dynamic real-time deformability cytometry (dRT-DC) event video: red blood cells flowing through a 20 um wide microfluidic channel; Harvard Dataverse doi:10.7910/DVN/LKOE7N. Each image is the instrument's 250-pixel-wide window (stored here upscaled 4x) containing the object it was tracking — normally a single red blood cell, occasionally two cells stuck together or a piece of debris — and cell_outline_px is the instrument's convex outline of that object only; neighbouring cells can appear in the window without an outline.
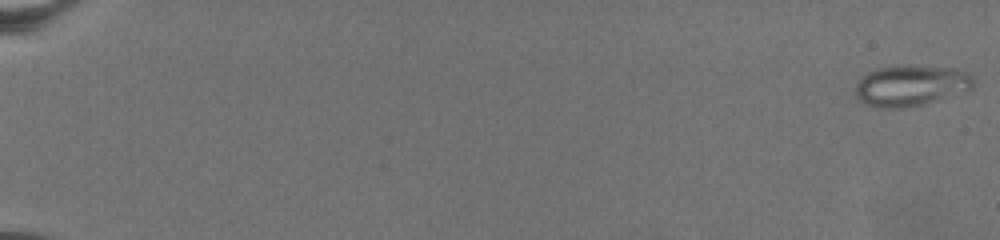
{"species": "common noctule bat (a hibernating species)", "species_latin": "Nyctalus noctula", "temperature_condition": "warm", "stored_images_in_passage": 76, "camera_frame_rate_fps": 3000, "um_per_image_px": 0.085, "animal": {"sex": "female", "body_mass_g": 19.5, "forearm_length_mm": 54.1}, "frame": {"image": 1, "passage_image": 1, "time_ms": 0.0, "image_size_px": [1000, 240], "cell_outline_px": [[972, 88], [936, 100], [904, 108], [880, 108], [868, 104], [860, 100], [856, 96], [856, 84], [868, 72], [876, 68], [900, 64], [908, 64], [952, 68], [968, 72], [972, 76]], "centroid_in_image_um": [77.39, 7.24], "position_along_channel_um": 7.6, "area_um2": 27.98}}
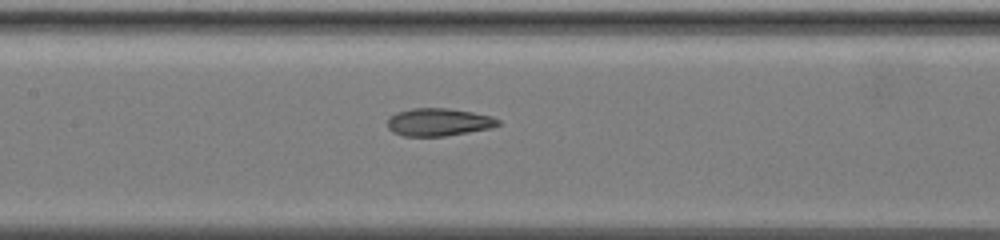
{"frame": {"image": 2, "passage_image": 41, "time_ms": 13.333, "image_size_px": [1000, 240], "cell_outline_px": [[500, 124], [492, 128], [444, 136], [404, 136], [392, 132], [388, 128], [388, 116], [396, 112], [412, 108], [448, 108], [472, 112], [492, 116], [500, 120]], "centroid_in_image_um": [37.27, 10.37], "position_along_channel_um": 170.1, "area_um2": 17.98}}
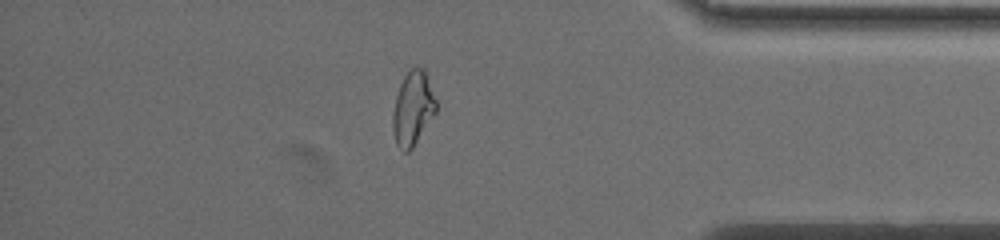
{"frame": {"image": 3, "passage_image": 67, "time_ms": 22.0, "image_size_px": [1000, 240], "cell_outline_px": [[436, 112], [412, 148], [408, 152], [404, 152], [396, 144], [392, 128], [392, 116], [396, 96], [400, 84], [404, 76], [412, 68], [424, 68], [436, 100]], "centroid_in_image_um": [35.08, 9.23], "position_along_channel_um": 400.1, "area_um2": 18.44}}